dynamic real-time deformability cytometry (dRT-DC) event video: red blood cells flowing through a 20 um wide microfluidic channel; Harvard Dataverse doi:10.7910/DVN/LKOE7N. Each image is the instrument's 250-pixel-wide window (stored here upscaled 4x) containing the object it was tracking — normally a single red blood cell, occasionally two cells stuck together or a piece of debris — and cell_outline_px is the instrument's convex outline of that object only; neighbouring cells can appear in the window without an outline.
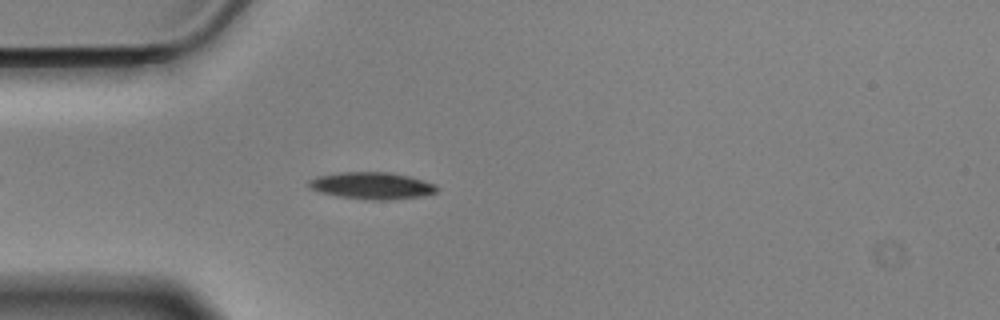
{"species": "Egyptian fruit bat (a non-hibernating species)", "species_latin": "Rousettus aegyptiacus", "temperature_condition": "cold", "stored_images_in_passage": 6, "camera_frame_rate_fps": 3000, "um_per_image_px": 0.085, "animal": {"sex": "male"}, "frame": {"image": 1, "passage_image": 2, "time_ms": 0.333, "image_size_px": [1000, 320], "cell_outline_px": [[436, 192], [424, 196], [392, 200], [368, 200], [336, 196], [320, 192], [308, 188], [308, 180], [316, 176], [340, 172], [388, 172], [408, 176], [436, 184]], "centroid_in_image_um": [31.57, 15.79], "position_along_channel_um": 53.4, "area_um2": 20.29}}
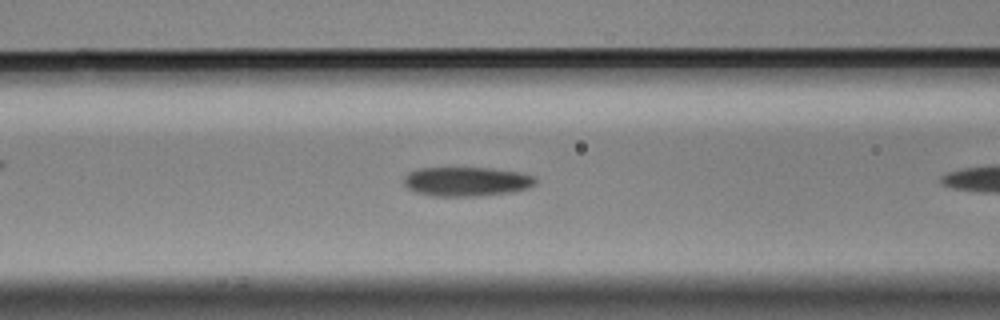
{"frame": {"image": 2, "passage_image": 5, "time_ms": 1.333, "image_size_px": [1000, 320], "cell_outline_px": [[536, 184], [528, 188], [512, 192], [480, 196], [432, 196], [416, 192], [408, 188], [404, 184], [404, 176], [408, 172], [416, 168], [492, 168], [520, 172], [532, 176], [536, 180]], "centroid_in_image_um": [39.64, 15.43], "position_along_channel_um": 127.0, "area_um2": 22.6}}